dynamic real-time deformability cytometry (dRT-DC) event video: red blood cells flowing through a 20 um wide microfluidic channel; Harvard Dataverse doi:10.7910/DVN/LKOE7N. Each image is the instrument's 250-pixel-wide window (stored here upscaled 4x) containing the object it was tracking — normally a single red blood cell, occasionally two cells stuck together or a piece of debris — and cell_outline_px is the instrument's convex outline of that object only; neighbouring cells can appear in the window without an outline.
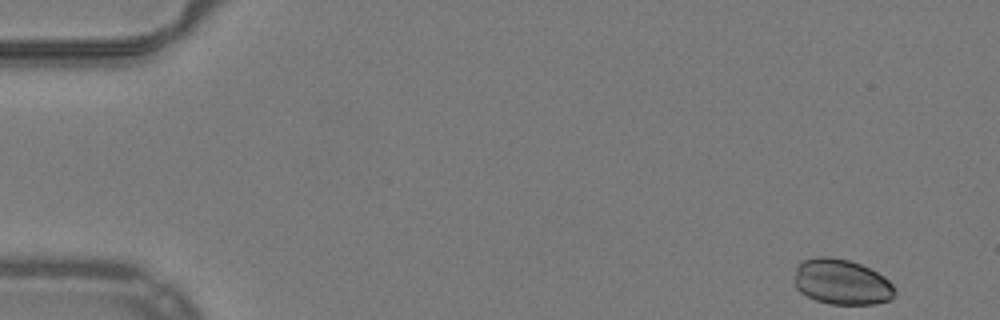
{"species": "common noctule bat (a hibernating species)", "species_latin": "Nyctalus noctula", "temperature_condition": "warm", "stored_images_in_passage": 50, "camera_frame_rate_fps": 3000, "um_per_image_px": 0.085, "animal": {"sex": "male", "body_mass_g": 19.2, "forearm_length_mm": 51.8}, "frame": {"image": 1, "passage_image": 1, "time_ms": 0.0, "image_size_px": [1000, 320], "cell_outline_px": [[896, 292], [892, 300], [876, 304], [828, 304], [816, 300], [800, 292], [796, 288], [792, 280], [796, 268], [800, 260], [816, 256], [832, 256], [848, 260], [860, 264], [884, 276], [896, 288]], "centroid_in_image_um": [71.52, 23.96], "position_along_channel_um": 13.5, "area_um2": 27.11}}
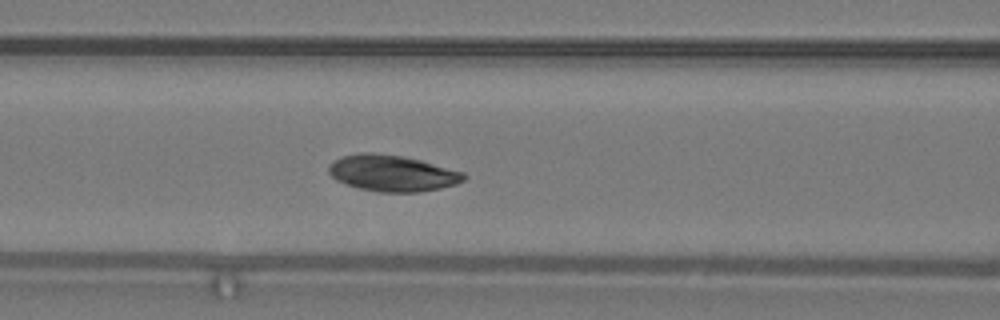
{"frame": {"image": 2, "passage_image": 20, "time_ms": 6.333, "image_size_px": [1000, 320], "cell_outline_px": [[468, 176], [464, 180], [456, 184], [440, 188], [420, 192], [380, 192], [360, 188], [336, 180], [328, 172], [328, 164], [332, 160], [340, 156], [360, 152], [372, 152], [404, 156], [420, 160], [464, 172]], "centroid_in_image_um": [33.32, 14.7], "position_along_channel_um": 133.3, "area_um2": 28.73}}
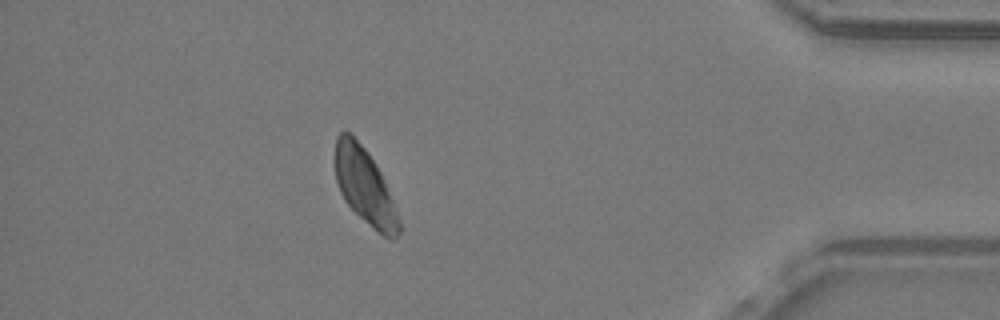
{"frame": {"image": 3, "passage_image": 44, "time_ms": 14.333, "image_size_px": [1000, 320], "cell_outline_px": [[400, 232], [392, 240], [388, 240], [364, 220], [344, 200], [340, 192], [336, 180], [332, 160], [332, 156], [336, 136], [344, 128], [368, 152], [376, 164], [384, 180], [400, 220]], "centroid_in_image_um": [30.94, 15.78], "position_along_channel_um": 404.3, "area_um2": 28.44}}